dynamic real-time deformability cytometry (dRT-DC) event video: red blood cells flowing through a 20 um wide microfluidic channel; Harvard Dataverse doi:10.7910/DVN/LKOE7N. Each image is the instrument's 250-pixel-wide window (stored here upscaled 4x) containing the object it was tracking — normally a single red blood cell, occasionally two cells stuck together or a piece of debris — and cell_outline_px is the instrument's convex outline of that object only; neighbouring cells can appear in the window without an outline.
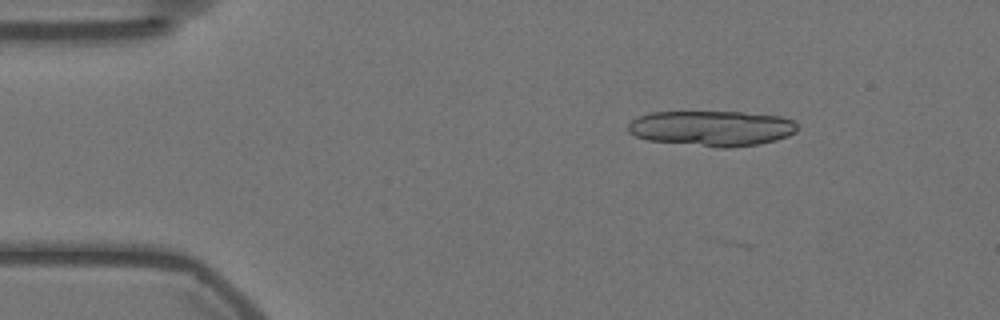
{"species": "Egyptian fruit bat (a non-hibernating species)", "species_latin": "Rousettus aegyptiacus", "temperature_condition": "warm", "stored_images_in_passage": 3, "camera_frame_rate_fps": 3000, "um_per_image_px": 0.085, "animal": {"sex": "female"}, "frame": {"image": 1, "passage_image": 2, "time_ms": 0.333, "image_size_px": [1000, 320], "cell_outline_px": [[796, 132], [788, 136], [776, 140], [760, 144], [732, 148], [720, 148], [648, 140], [636, 136], [628, 132], [628, 124], [632, 120], [640, 116], [652, 112], [740, 112], [780, 116], [792, 120], [796, 124]], "centroid_in_image_um": [60.51, 10.91], "position_along_channel_um": 24.5, "area_um2": 34.97}}